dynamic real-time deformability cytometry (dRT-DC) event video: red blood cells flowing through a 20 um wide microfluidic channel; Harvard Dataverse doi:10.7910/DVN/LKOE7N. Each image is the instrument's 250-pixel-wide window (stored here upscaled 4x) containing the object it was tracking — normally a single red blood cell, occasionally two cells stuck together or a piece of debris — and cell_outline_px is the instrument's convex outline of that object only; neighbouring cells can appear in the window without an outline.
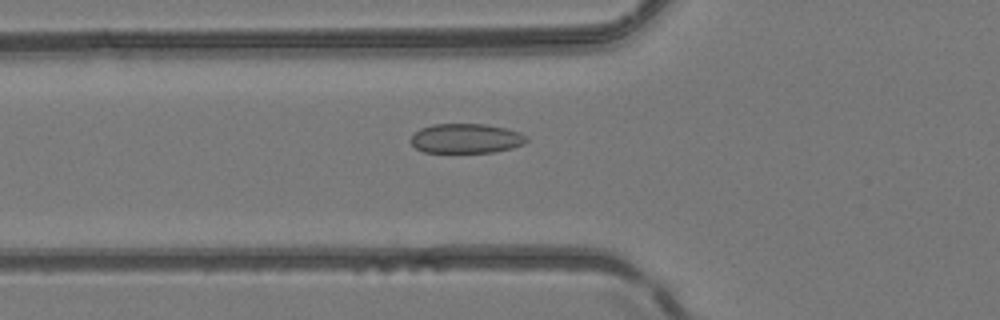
{"species": "common noctule bat (a hibernating species)", "species_latin": "Nyctalus noctula", "temperature_condition": "room temperature", "stored_images_in_passage": 51, "camera_frame_rate_fps": 3000, "um_per_image_px": 0.085, "animal": {"sex": "female", "body_mass_g": 24.6, "forearm_length_mm": 56.2}, "frame": {"image": 1, "passage_image": 19, "time_ms": 6.0, "image_size_px": [1000, 320], "cell_outline_px": [[528, 140], [524, 144], [512, 148], [492, 152], [424, 152], [416, 148], [408, 140], [420, 128], [432, 124], [484, 124], [504, 128], [520, 132], [528, 136]], "centroid_in_image_um": [39.62, 11.76], "position_along_channel_um": 86.2, "area_um2": 20.0}}
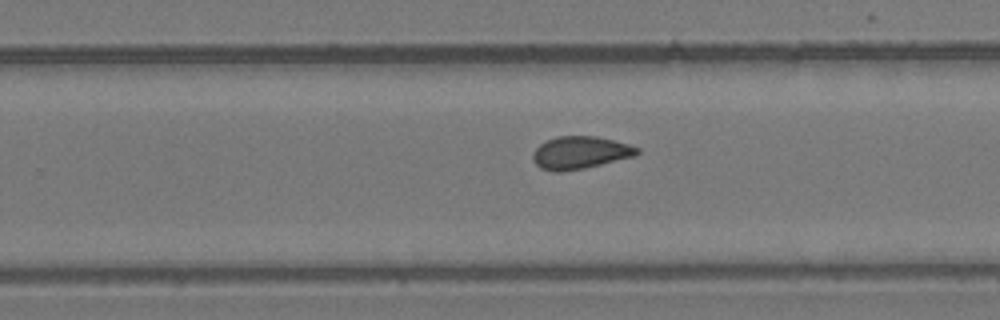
{"frame": {"image": 2, "passage_image": 33, "time_ms": 10.667, "image_size_px": [1000, 320], "cell_outline_px": [[640, 152], [636, 156], [584, 168], [560, 172], [556, 172], [540, 168], [532, 160], [532, 152], [540, 144], [556, 136], [596, 136], [628, 144], [640, 148]], "centroid_in_image_um": [49.31, 12.98], "position_along_channel_um": 280.5, "area_um2": 19.83}}
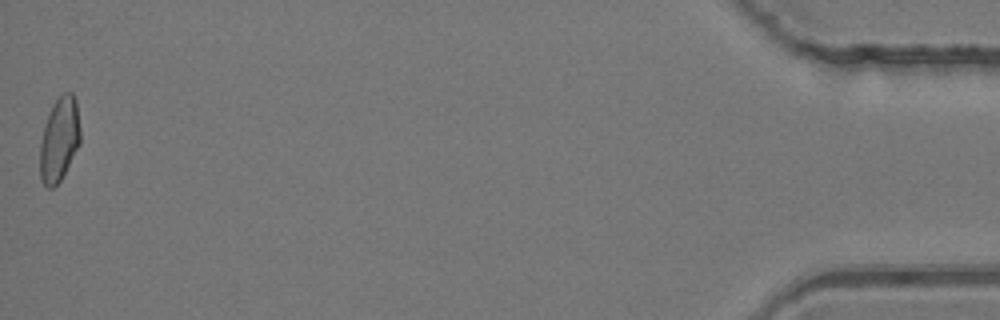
{"frame": {"image": 3, "passage_image": 51, "time_ms": 16.667, "image_size_px": [1000, 320], "cell_outline_px": [[80, 144], [60, 180], [52, 188], [48, 188], [40, 180], [40, 140], [44, 124], [52, 104], [60, 92], [72, 92], [76, 100], [80, 128]], "centroid_in_image_um": [5.03, 11.8], "position_along_channel_um": 430.2, "area_um2": 20.0}, "authors_computed_cell_mechanics": {"area_um2": 19.941, "velocity_mm_per_s": 4.1483, "shape_relaxation_time_tau1_ms": null, "shape_relaxation_time_tau2_ms": 2.2401, "deformation_change_tau1": null, "deformation_change_tau2": 0.0528}}